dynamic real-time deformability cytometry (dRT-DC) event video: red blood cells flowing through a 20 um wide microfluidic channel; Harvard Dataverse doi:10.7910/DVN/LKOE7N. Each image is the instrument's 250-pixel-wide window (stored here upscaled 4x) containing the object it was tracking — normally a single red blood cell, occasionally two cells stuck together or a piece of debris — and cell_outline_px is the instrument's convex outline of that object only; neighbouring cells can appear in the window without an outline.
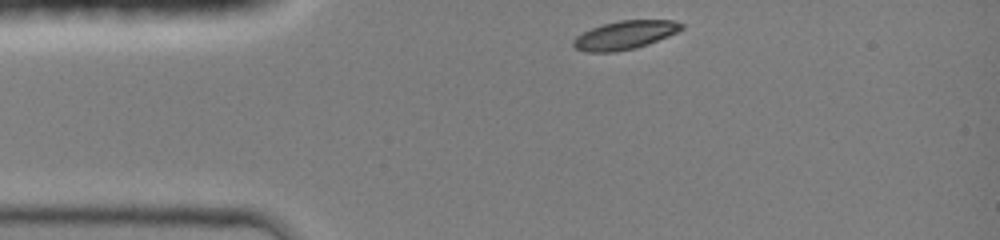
{"species": "common noctule bat (a hibernating species)", "species_latin": "Nyctalus noctula", "temperature_condition": "room temperature", "stored_images_in_passage": 42, "camera_frame_rate_fps": 3000, "um_per_image_px": 0.085, "animal": {"sex": "female", "body_mass_g": 19.0, "forearm_length_mm": 51.5}, "frame": {"image": 1, "passage_image": 1, "time_ms": 0.0, "image_size_px": [1000, 240], "cell_outline_px": [[684, 28], [668, 36], [648, 44], [636, 48], [616, 52], [588, 52], [576, 48], [572, 44], [572, 40], [576, 36], [592, 28], [604, 24], [620, 20], [672, 20], [684, 24]], "centroid_in_image_um": [53.12, 2.98], "position_along_channel_um": 31.9, "area_um2": 17.86}}
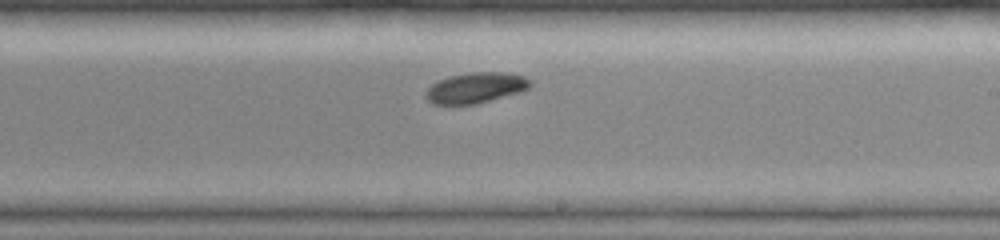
{"frame": {"image": 2, "passage_image": 24, "time_ms": 6.0, "image_size_px": [1000, 240], "cell_outline_px": [[532, 84], [528, 88], [520, 92], [476, 104], [432, 104], [424, 96], [424, 92], [432, 84], [440, 80], [452, 76], [472, 72], [504, 72], [524, 76], [532, 80]], "centroid_in_image_um": [40.45, 7.46], "position_along_channel_um": 248.6, "area_um2": 18.55}}
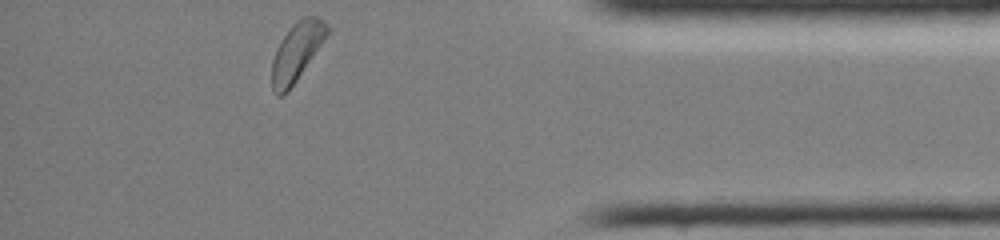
{"frame": {"image": 3, "passage_image": 42, "time_ms": 10.333, "image_size_px": [1000, 240], "cell_outline_px": [[328, 36], [288, 92], [280, 96], [276, 96], [272, 92], [272, 60], [276, 48], [292, 24], [296, 20], [304, 16], [316, 16], [324, 20], [328, 28]], "centroid_in_image_um": [25.22, 4.41], "position_along_channel_um": 410.0, "area_um2": 18.9}, "authors_computed_cell_mechanics": {"area_um2": 18.8428, "velocity_mm_per_s": 4.2104, "shape_relaxation_time_tau1_ms": 1.6394, "shape_relaxation_time_tau2_ms": null, "deformation_change_tau1": 0.093, "deformation_change_tau2": null}}